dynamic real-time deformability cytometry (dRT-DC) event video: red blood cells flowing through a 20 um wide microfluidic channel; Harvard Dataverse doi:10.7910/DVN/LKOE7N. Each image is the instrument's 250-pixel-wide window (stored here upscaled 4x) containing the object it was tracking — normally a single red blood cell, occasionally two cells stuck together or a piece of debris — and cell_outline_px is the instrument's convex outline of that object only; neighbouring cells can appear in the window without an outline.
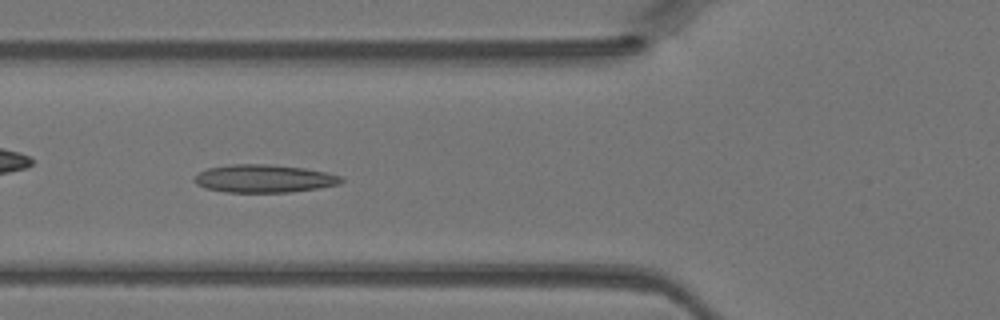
{"species": "Egyptian fruit bat (a non-hibernating species)", "species_latin": "Rousettus aegyptiacus", "temperature_condition": "warm", "stored_images_in_passage": 32, "camera_frame_rate_fps": 3000, "um_per_image_px": 0.085, "animal": {"sex": "female"}, "frame": {"image": 1, "passage_image": 9, "time_ms": 2.667, "image_size_px": [1000, 320], "cell_outline_px": [[344, 180], [340, 184], [292, 192], [228, 192], [204, 188], [196, 184], [192, 180], [200, 172], [208, 168], [232, 164], [272, 164], [304, 168], [328, 172], [340, 176]], "centroid_in_image_um": [22.44, 15.17], "position_along_channel_um": 103.4, "area_um2": 23.93}}
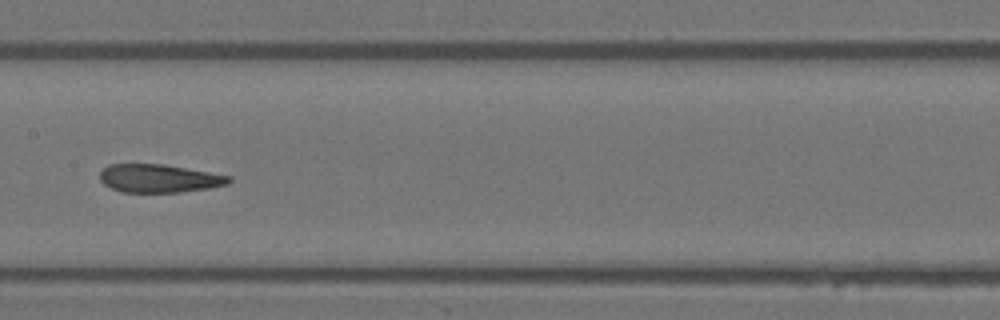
{"frame": {"image": 2, "passage_image": 15, "time_ms": 4.667, "image_size_px": [1000, 320], "cell_outline_px": [[232, 180], [228, 184], [208, 188], [180, 192], [120, 192], [104, 184], [100, 180], [100, 172], [108, 164], [164, 164], [232, 176]], "centroid_in_image_um": [13.52, 15.16], "position_along_channel_um": 193.9, "area_um2": 21.21}}
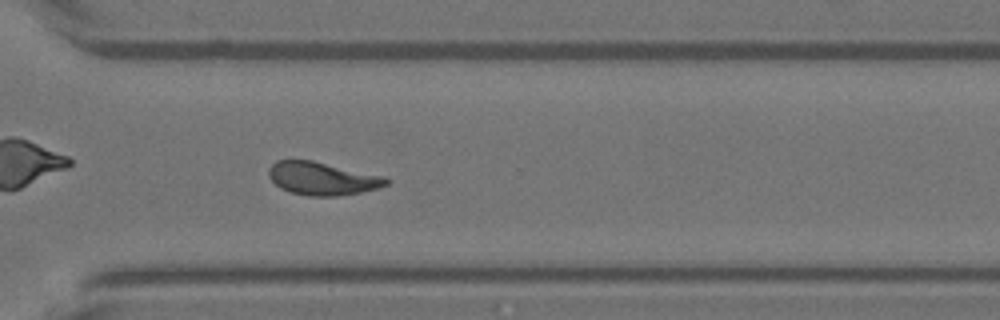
{"frame": {"image": 3, "passage_image": 25, "time_ms": 8.0, "image_size_px": [1000, 320], "cell_outline_px": [[388, 184], [376, 188], [360, 192], [336, 196], [308, 196], [288, 192], [280, 188], [268, 176], [268, 168], [276, 160], [312, 160], [384, 176], [388, 180]], "centroid_in_image_um": [27.34, 15.17], "position_along_channel_um": 343.3, "area_um2": 22.54}}